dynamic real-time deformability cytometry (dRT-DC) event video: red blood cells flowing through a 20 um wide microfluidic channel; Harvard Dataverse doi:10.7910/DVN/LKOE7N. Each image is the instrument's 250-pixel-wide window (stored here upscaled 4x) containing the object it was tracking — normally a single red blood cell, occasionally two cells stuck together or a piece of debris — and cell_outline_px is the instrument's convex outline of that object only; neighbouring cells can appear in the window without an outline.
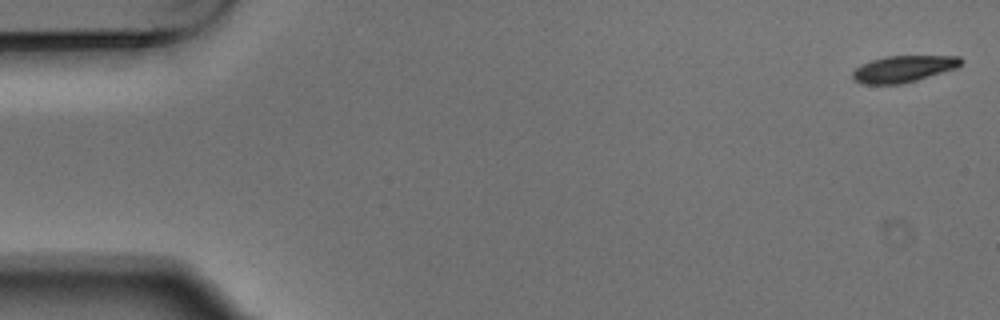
{"species": "Egyptian fruit bat (a non-hibernating species)", "species_latin": "Rousettus aegyptiacus", "temperature_condition": "warm", "stored_images_in_passage": 4, "camera_frame_rate_fps": 3000, "um_per_image_px": 0.085, "animal": {"sex": "male"}, "frame": {"image": 1, "passage_image": 1, "time_ms": 0.0, "image_size_px": [1000, 320], "cell_outline_px": [[964, 60], [956, 68], [916, 80], [900, 84], [860, 84], [852, 80], [852, 72], [860, 64], [872, 60], [888, 56], [960, 56]], "centroid_in_image_um": [76.75, 5.86], "position_along_channel_um": 8.3, "area_um2": 16.76}}
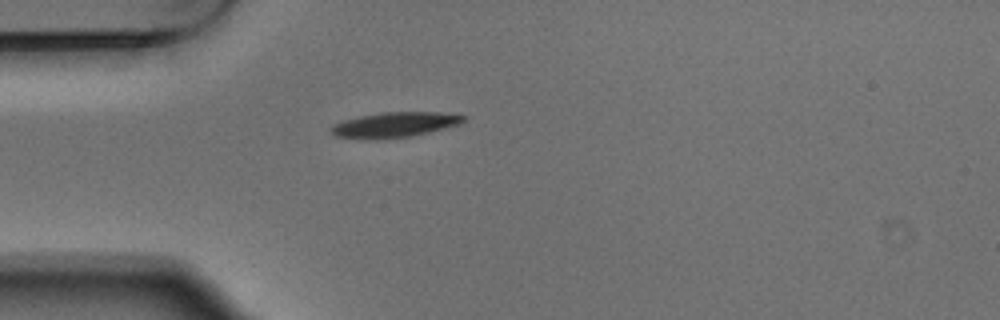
{"frame": {"image": 2, "passage_image": 4, "time_ms": 1.0, "image_size_px": [1000, 320], "cell_outline_px": [[468, 120], [460, 124], [412, 136], [376, 140], [336, 136], [328, 128], [332, 124], [344, 120], [360, 116], [380, 112], [440, 112], [468, 116]], "centroid_in_image_um": [33.56, 10.6], "position_along_channel_um": 51.4, "area_um2": 19.59}}